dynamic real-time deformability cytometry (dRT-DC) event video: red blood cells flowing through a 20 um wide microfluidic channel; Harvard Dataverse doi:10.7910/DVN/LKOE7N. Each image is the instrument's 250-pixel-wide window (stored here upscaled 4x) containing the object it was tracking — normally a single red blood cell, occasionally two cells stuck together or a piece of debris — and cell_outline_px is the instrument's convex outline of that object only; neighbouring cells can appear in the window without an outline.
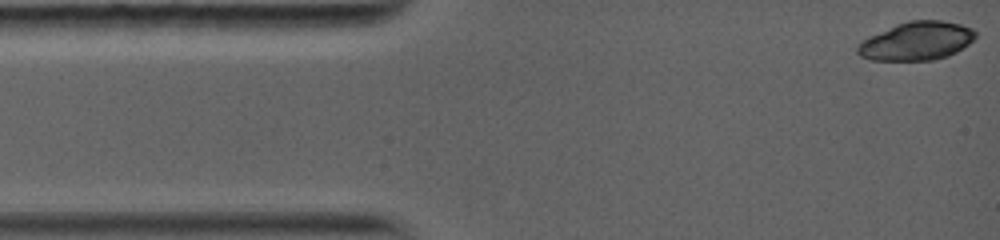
{"species": "common noctule bat (a hibernating species)", "species_latin": "Nyctalus noctula", "temperature_condition": "warm", "stored_images_in_passage": 11, "camera_frame_rate_fps": 5000, "um_per_image_px": 0.085, "animal": {"sex": "female", "body_mass_g": 19.0, "forearm_length_mm": 56.7}, "frame": {"image": 1, "passage_image": 1, "time_ms": 0.0, "image_size_px": [1000, 240], "cell_outline_px": [[976, 36], [968, 44], [944, 56], [932, 60], [872, 60], [860, 56], [856, 52], [856, 44], [868, 36], [896, 24], [908, 20], [944, 20], [960, 24], [972, 28], [976, 32]], "centroid_in_image_um": [77.85, 3.47], "position_along_channel_um": 7.2, "area_um2": 26.3}}
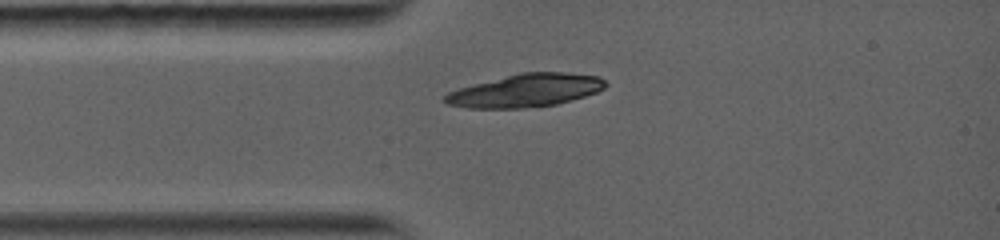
{"frame": {"image": 2, "passage_image": 11, "time_ms": 2.6, "image_size_px": [1000, 240], "cell_outline_px": [[604, 88], [596, 92], [584, 96], [556, 104], [520, 108], [468, 108], [448, 104], [444, 100], [444, 96], [448, 92], [460, 88], [520, 72], [568, 72], [596, 76], [604, 80]], "centroid_in_image_um": [44.67, 7.69], "position_along_channel_um": 40.3, "area_um2": 30.35}}